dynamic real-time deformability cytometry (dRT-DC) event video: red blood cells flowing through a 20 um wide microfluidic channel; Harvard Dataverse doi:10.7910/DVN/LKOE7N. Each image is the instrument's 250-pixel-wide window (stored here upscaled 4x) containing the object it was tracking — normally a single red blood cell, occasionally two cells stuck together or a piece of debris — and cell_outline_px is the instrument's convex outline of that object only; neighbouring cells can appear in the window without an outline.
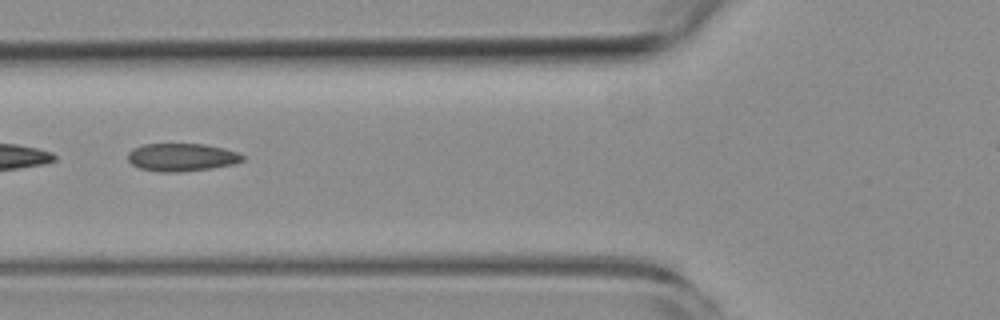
{"species": "common noctule bat (a hibernating species)", "species_latin": "Nyctalus noctula", "temperature_condition": "room temperature", "stored_images_in_passage": 8, "camera_frame_rate_fps": 3000, "um_per_image_px": 0.085, "animal": {"sex": "female", "body_mass_g": 19.3, "forearm_length_mm": 54.1}, "frame": {"image": 1, "passage_image": 6, "time_ms": 6.0, "image_size_px": [1000, 320], "cell_outline_px": [[244, 160], [236, 164], [212, 168], [180, 172], [156, 172], [140, 168], [132, 164], [128, 160], [128, 152], [132, 148], [144, 144], [204, 144], [224, 148], [240, 152], [244, 156]], "centroid_in_image_um": [15.47, 13.37], "position_along_channel_um": 110.3, "area_um2": 18.9}}
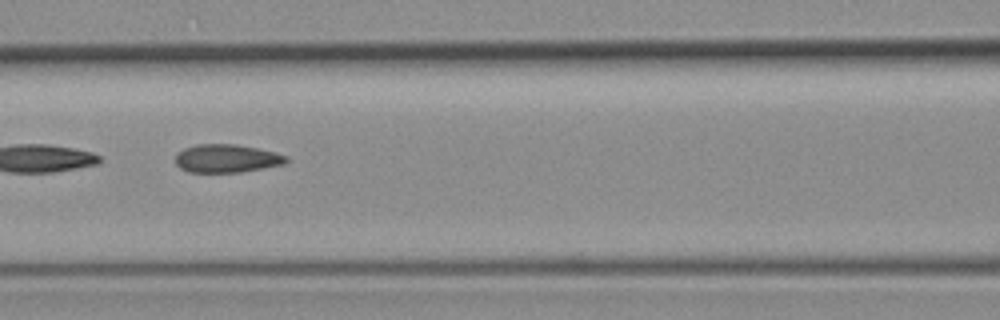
{"frame": {"image": 2, "passage_image": 7, "time_ms": 7.0, "image_size_px": [1000, 320], "cell_outline_px": [[288, 160], [284, 164], [264, 168], [240, 172], [188, 172], [180, 168], [176, 164], [176, 152], [184, 148], [196, 144], [236, 144], [276, 152], [288, 156]], "centroid_in_image_um": [19.26, 13.46], "position_along_channel_um": 147.3, "area_um2": 18.32}}
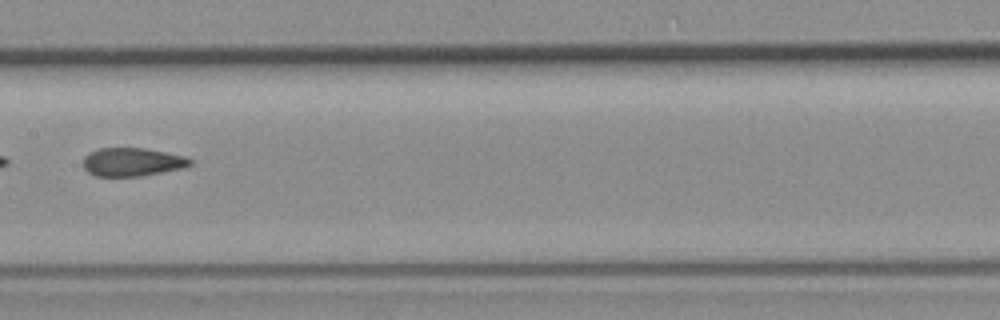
{"frame": {"image": 3, "passage_image": 8, "time_ms": 8.333, "image_size_px": [1000, 320], "cell_outline_px": [[192, 164], [184, 168], [140, 176], [96, 176], [88, 172], [84, 168], [84, 156], [88, 152], [100, 148], [144, 148], [184, 156], [192, 160]], "centroid_in_image_um": [11.23, 13.77], "position_along_channel_um": 196.2, "area_um2": 17.63}}